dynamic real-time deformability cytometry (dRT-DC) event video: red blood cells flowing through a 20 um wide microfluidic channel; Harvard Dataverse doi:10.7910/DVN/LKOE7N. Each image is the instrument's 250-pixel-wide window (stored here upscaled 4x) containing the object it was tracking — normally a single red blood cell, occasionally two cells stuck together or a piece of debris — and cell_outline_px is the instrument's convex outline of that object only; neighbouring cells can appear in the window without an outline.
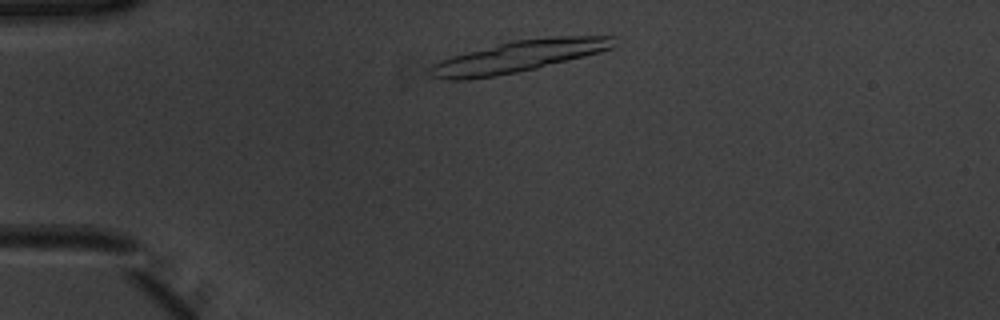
{"species": "common noctule bat (a hibernating species)", "species_latin": "Nyctalus noctula", "temperature_condition": "warm", "stored_images_in_passage": 9, "camera_frame_rate_fps": 3000, "um_per_image_px": 0.085, "animal": {"sex": "male", "body_mass_g": 20.1, "forearm_length_mm": 53.5}, "frame": {"image": 1, "passage_image": 3, "time_ms": 0.667, "image_size_px": [1000, 320], "cell_outline_px": [[616, 36], [612, 48], [600, 52], [536, 68], [496, 76], [464, 80], [444, 80], [432, 76], [428, 72], [428, 68], [432, 64], [440, 60], [452, 56], [512, 40], [552, 36]], "centroid_in_image_um": [44.03, 4.79], "position_along_channel_um": 41.0, "area_um2": 33.64}}